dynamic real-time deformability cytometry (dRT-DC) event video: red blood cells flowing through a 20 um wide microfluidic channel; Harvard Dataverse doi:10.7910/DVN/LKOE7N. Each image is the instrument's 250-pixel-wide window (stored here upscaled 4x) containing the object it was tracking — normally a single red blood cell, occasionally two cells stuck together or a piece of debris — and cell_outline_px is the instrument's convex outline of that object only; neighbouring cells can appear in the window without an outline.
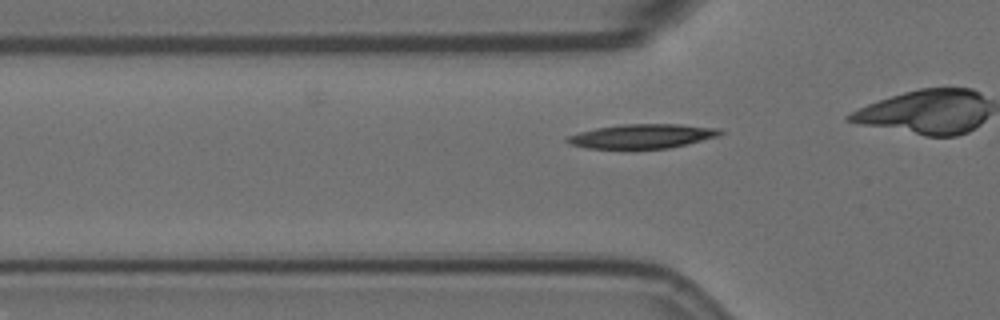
{"species": "Egyptian fruit bat (a non-hibernating species)", "species_latin": "Rousettus aegyptiacus", "temperature_condition": "room temperature", "stored_images_in_passage": 4, "camera_frame_rate_fps": 3000, "um_per_image_px": 0.085, "animal": {"sex": "female"}, "frame": {"image": 1, "passage_image": 4, "time_ms": 1.0, "image_size_px": [1000, 320], "cell_outline_px": [[724, 132], [720, 136], [668, 148], [584, 148], [572, 144], [564, 140], [568, 136], [580, 132], [596, 128], [620, 124], [680, 124], [720, 128]], "centroid_in_image_um": [54.62, 11.56], "position_along_channel_um": 71.2, "area_um2": 21.5}}